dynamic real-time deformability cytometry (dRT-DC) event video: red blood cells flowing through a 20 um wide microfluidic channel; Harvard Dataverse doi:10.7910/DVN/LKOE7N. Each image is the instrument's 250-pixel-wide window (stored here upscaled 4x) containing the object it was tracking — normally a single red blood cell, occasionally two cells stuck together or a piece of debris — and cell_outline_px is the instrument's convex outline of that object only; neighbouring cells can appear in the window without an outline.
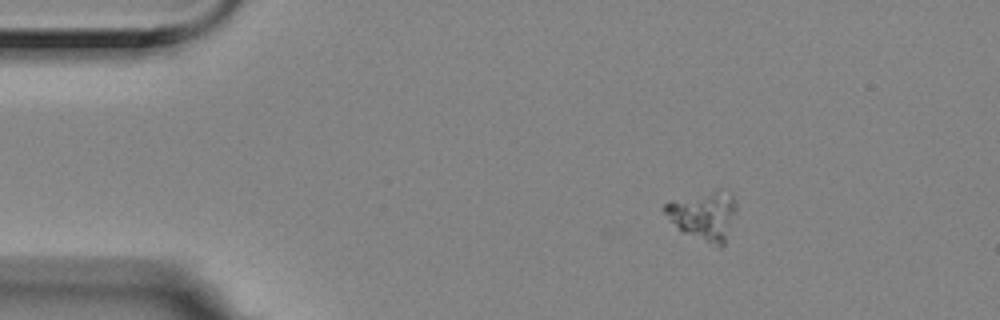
{"species": "Egyptian fruit bat (a non-hibernating species)", "species_latin": "Rousettus aegyptiacus", "temperature_condition": "room temperature", "stored_images_in_passage": 4, "camera_frame_rate_fps": 3000, "um_per_image_px": 0.085, "animal": {"sex": "female"}, "frame": {"image": 1, "passage_image": 1, "time_ms": 0.0, "image_size_px": [1000, 320], "cell_outline_px": [[736, 212], [724, 244], [720, 248], [716, 248], [684, 232], [668, 220], [664, 212], [664, 204], [668, 200], [720, 188], [732, 196], [736, 200]], "centroid_in_image_um": [59.81, 18.31], "position_along_channel_um": 25.2, "area_um2": 20.81}}
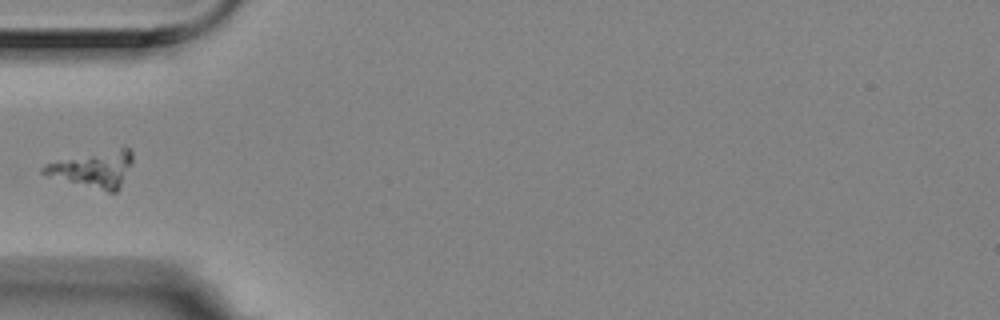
{"frame": {"image": 2, "passage_image": 4, "time_ms": 1.0, "image_size_px": [1000, 320], "cell_outline_px": [[132, 164], [120, 188], [116, 192], [108, 192], [44, 176], [40, 172], [40, 168], [44, 164], [124, 144], [132, 152]], "centroid_in_image_um": [7.95, 14.35], "position_along_channel_um": 77.1, "area_um2": 19.59}}